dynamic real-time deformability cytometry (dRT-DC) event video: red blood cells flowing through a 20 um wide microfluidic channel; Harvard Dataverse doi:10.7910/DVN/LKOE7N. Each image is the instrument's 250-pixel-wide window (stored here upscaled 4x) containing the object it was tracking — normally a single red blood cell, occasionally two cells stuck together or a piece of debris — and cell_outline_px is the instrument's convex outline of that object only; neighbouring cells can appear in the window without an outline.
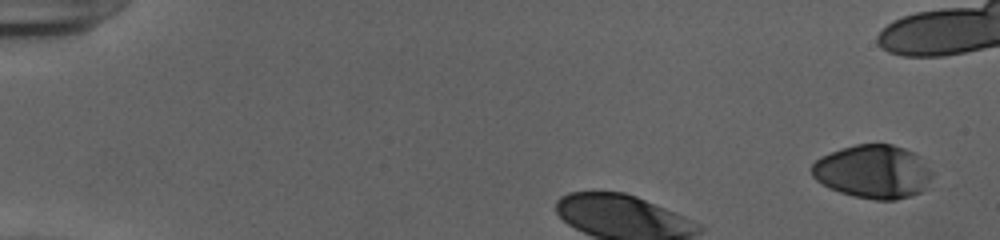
{"species": "human", "species_latin": "Homo sapiens", "temperature_condition": "cold", "stored_images_in_passage": 35, "camera_frame_rate_fps": 3000, "um_per_image_px": 0.085, "donor": {"sex": "female"}, "frame": {"image": 1, "passage_image": 1, "time_ms": 0.0, "image_size_px": [1000, 240], "cell_outline_px": [[932, 176], [928, 188], [912, 196], [896, 200], [876, 200], [852, 196], [828, 188], [816, 180], [812, 176], [812, 164], [820, 156], [856, 144], [892, 144], [904, 148], [920, 156], [932, 172]], "centroid_in_image_um": [74.23, 14.61], "position_along_channel_um": 10.8, "area_um2": 37.8}}
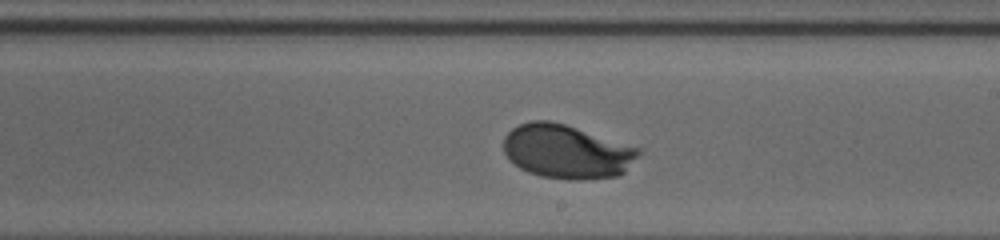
{"frame": {"image": 2, "passage_image": 23, "time_ms": 7.333, "image_size_px": [1000, 240], "cell_outline_px": [[640, 152], [624, 172], [620, 176], [580, 180], [572, 180], [540, 176], [528, 172], [520, 168], [504, 152], [504, 136], [512, 128], [520, 124], [532, 120], [548, 120], [564, 124], [640, 148]], "centroid_in_image_um": [48.16, 12.89], "position_along_channel_um": 240.8, "area_um2": 42.02}}
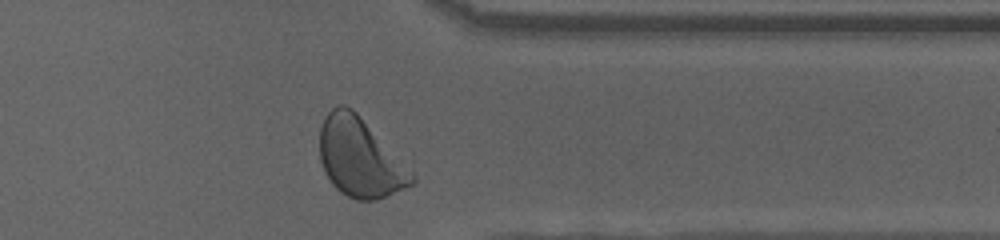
{"frame": {"image": 3, "passage_image": 34, "time_ms": 11.0, "image_size_px": [1000, 240], "cell_outline_px": [[416, 180], [412, 184], [404, 188], [376, 200], [356, 200], [340, 192], [332, 184], [320, 160], [320, 128], [328, 112], [336, 104], [344, 104], [352, 108], [356, 112]], "centroid_in_image_um": [30.5, 13.4], "position_along_channel_um": 380.9, "area_um2": 40.81}, "authors_computed_cell_mechanics": {"area_um2": 40.9224, "velocity_mm_per_s": 3.8823, "shape_relaxation_time_tau1_ms": 1.8293, "shape_relaxation_time_tau2_ms": null, "deformation_change_tau1": 0.1281, "deformation_change_tau2": null}}